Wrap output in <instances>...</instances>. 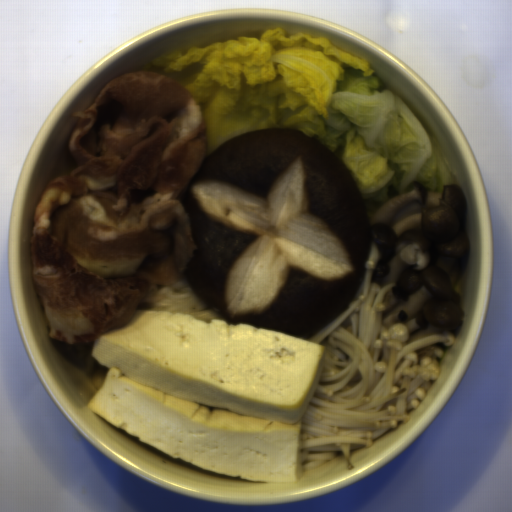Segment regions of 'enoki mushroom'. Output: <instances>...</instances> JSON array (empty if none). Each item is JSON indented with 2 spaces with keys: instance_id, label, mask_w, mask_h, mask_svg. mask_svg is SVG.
<instances>
[{
  "instance_id": "1",
  "label": "enoki mushroom",
  "mask_w": 512,
  "mask_h": 512,
  "mask_svg": "<svg viewBox=\"0 0 512 512\" xmlns=\"http://www.w3.org/2000/svg\"><path fill=\"white\" fill-rule=\"evenodd\" d=\"M374 266L340 315L306 339L324 347L321 373L301 415L300 475L353 450L370 447L410 420L441 374L453 329L408 342L405 325L382 323L383 299L394 284L373 283Z\"/></svg>"
},
{
  "instance_id": "2",
  "label": "enoki mushroom",
  "mask_w": 512,
  "mask_h": 512,
  "mask_svg": "<svg viewBox=\"0 0 512 512\" xmlns=\"http://www.w3.org/2000/svg\"><path fill=\"white\" fill-rule=\"evenodd\" d=\"M138 311L176 312L209 323L224 320L208 307L184 277L171 284H158L155 293L137 308Z\"/></svg>"
},
{
  "instance_id": "3",
  "label": "enoki mushroom",
  "mask_w": 512,
  "mask_h": 512,
  "mask_svg": "<svg viewBox=\"0 0 512 512\" xmlns=\"http://www.w3.org/2000/svg\"><path fill=\"white\" fill-rule=\"evenodd\" d=\"M97 340L79 344H66L56 340L55 342L63 353L86 373L99 392L109 369L92 356V349Z\"/></svg>"
}]
</instances>
